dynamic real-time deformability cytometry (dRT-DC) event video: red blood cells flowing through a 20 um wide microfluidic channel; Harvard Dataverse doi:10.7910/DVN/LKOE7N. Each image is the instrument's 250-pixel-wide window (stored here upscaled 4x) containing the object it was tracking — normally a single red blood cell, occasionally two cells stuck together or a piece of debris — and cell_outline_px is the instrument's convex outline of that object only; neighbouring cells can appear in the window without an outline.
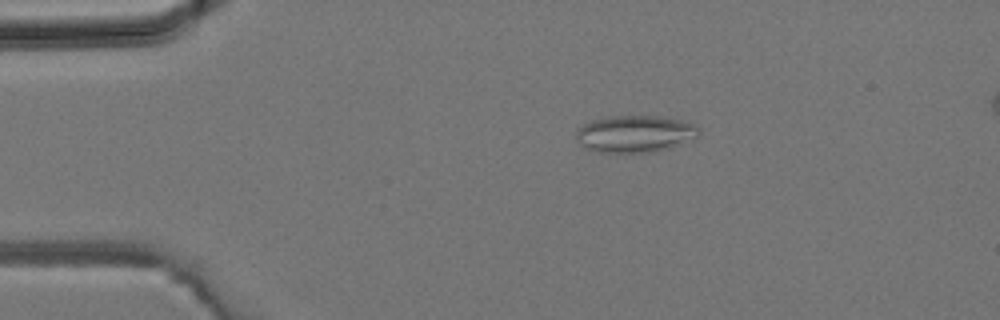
{"species": "common noctule bat (a hibernating species)", "species_latin": "Nyctalus noctula", "temperature_condition": "room temperature", "stored_images_in_passage": 41, "camera_frame_rate_fps": 3000, "um_per_image_px": 0.085, "animal": {"sex": "male", "body_mass_g": 19.2, "forearm_length_mm": 51.8}, "frame": {"image": 1, "passage_image": 7, "time_ms": 2.0, "image_size_px": [1000, 320], "cell_outline_px": [[700, 132], [696, 136], [668, 148], [648, 152], [624, 156], [600, 152], [588, 148], [580, 144], [576, 136], [576, 132], [584, 124], [592, 120], [612, 116], [660, 116], [680, 120], [696, 124], [700, 128]], "centroid_in_image_um": [53.95, 11.4], "position_along_channel_um": 31.1, "area_um2": 26.65}}
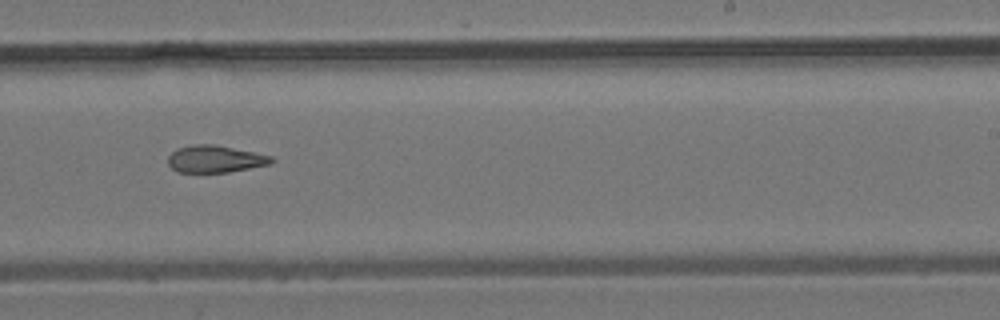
{"frame": {"image": 2, "passage_image": 25, "time_ms": 8.0, "image_size_px": [1000, 320], "cell_outline_px": [[276, 160], [272, 164], [228, 172], [180, 172], [172, 168], [168, 164], [168, 156], [176, 148], [192, 144], [216, 144], [272, 156]], "centroid_in_image_um": [18.3, 13.5], "position_along_channel_um": 270.7, "area_um2": 16.47}}
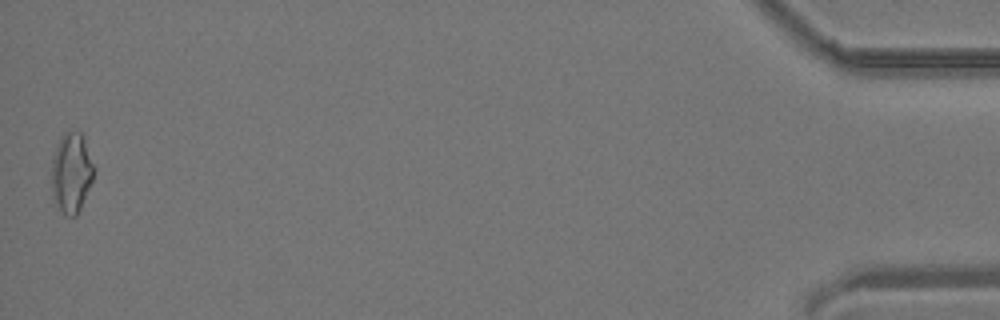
{"frame": {"image": 3, "passage_image": 41, "time_ms": 13.333, "image_size_px": [1000, 320], "cell_outline_px": [[92, 180], [80, 208], [76, 216], [64, 216], [52, 196], [52, 160], [56, 148], [64, 132], [68, 128], [80, 132], [84, 136], [92, 164]], "centroid_in_image_um": [6.05, 14.66], "position_along_channel_um": 429.2, "area_um2": 19.42}}